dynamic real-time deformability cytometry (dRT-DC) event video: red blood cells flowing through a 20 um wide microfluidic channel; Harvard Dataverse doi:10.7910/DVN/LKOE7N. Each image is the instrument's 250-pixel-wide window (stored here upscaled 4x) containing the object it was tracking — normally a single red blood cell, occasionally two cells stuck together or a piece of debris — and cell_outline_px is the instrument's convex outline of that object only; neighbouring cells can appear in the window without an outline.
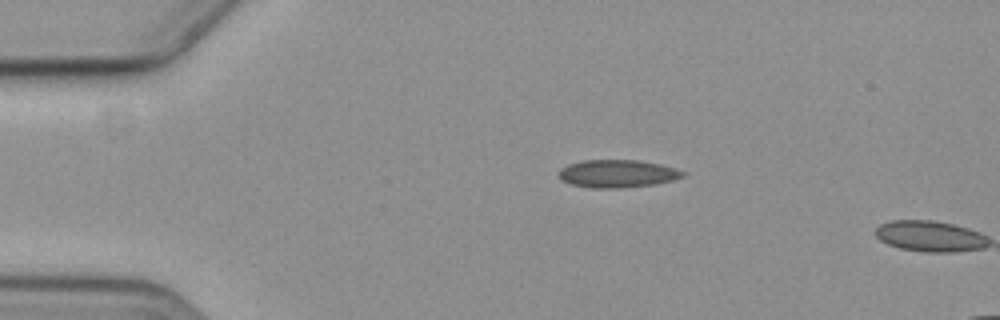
{"species": "common noctule bat (a hibernating species)", "species_latin": "Nyctalus noctula", "temperature_condition": "cold", "stored_images_in_passage": 4, "camera_frame_rate_fps": 3000, "um_per_image_px": 0.085, "animal": {"sex": "female", "body_mass_g": 19.3, "forearm_length_mm": 54.1}, "frame": {"image": 1, "passage_image": 2, "time_ms": 1.333, "image_size_px": [1000, 320], "cell_outline_px": [[688, 172], [684, 176], [672, 180], [652, 184], [620, 188], [592, 188], [572, 184], [560, 180], [560, 168], [568, 164], [580, 160], [640, 160], [660, 164], [676, 168]], "centroid_in_image_um": [52.49, 14.75], "position_along_channel_um": 32.5, "area_um2": 20.11}}